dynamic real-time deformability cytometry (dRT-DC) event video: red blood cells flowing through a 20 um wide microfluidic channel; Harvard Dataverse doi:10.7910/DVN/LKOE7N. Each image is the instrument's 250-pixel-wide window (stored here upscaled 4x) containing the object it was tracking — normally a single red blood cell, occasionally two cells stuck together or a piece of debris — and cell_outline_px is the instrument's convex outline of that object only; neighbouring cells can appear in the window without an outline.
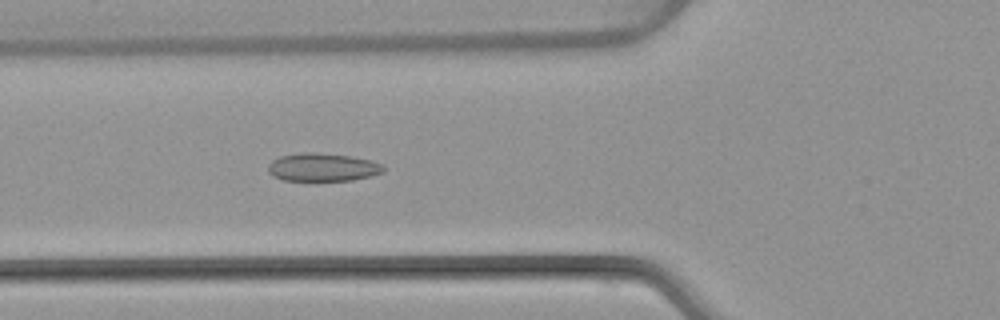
{"species": "common noctule bat (a hibernating species)", "species_latin": "Nyctalus noctula", "temperature_condition": "warm", "stored_images_in_passage": 51, "camera_frame_rate_fps": 3000, "um_per_image_px": 0.085, "animal": {"sex": "female", "body_mass_g": 22.7, "forearm_length_mm": 54.2}, "frame": {"image": 1, "passage_image": 19, "time_ms": 6.0, "image_size_px": [1000, 320], "cell_outline_px": [[384, 172], [372, 176], [352, 180], [284, 180], [272, 176], [268, 172], [268, 164], [272, 160], [280, 156], [300, 152], [316, 152], [352, 156], [372, 160], [384, 164]], "centroid_in_image_um": [27.44, 14.2], "position_along_channel_um": 98.4, "area_um2": 19.13}}
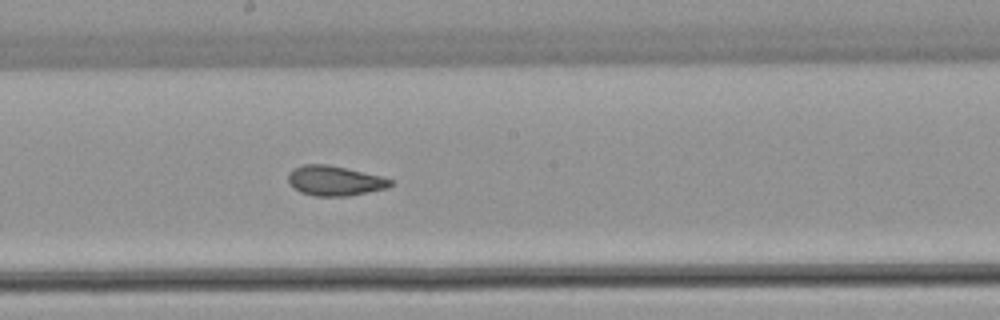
{"frame": {"image": 2, "passage_image": 28, "time_ms": 9.0, "image_size_px": [1000, 320], "cell_outline_px": [[392, 184], [388, 188], [348, 196], [316, 196], [300, 192], [292, 188], [288, 184], [288, 172], [304, 164], [328, 164], [380, 176], [392, 180]], "centroid_in_image_um": [28.41, 15.37], "position_along_channel_um": 219.8, "area_um2": 17.8}}
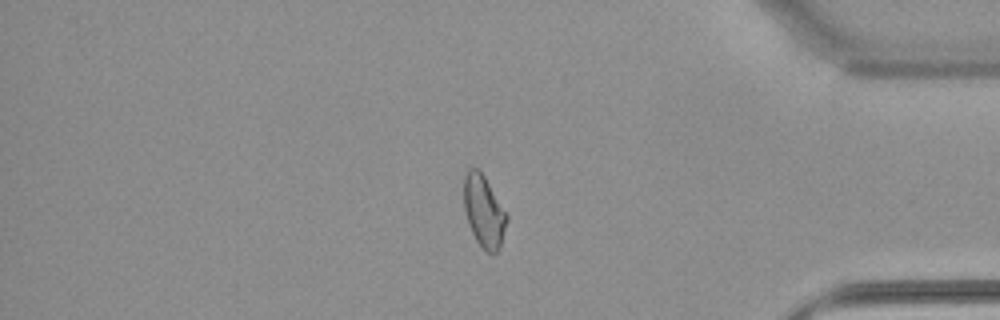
{"frame": {"image": 3, "passage_image": 43, "time_ms": 14.0, "image_size_px": [1000, 320], "cell_outline_px": [[508, 220], [500, 244], [496, 252], [488, 252], [476, 240], [468, 224], [464, 208], [464, 176], [468, 168], [480, 168], [508, 216]], "centroid_in_image_um": [41.11, 17.9], "position_along_channel_um": 394.1, "area_um2": 17.74}, "authors_computed_cell_mechanics": {"area_um2": 19.074, "velocity_mm_per_s": 4.0411, "shape_relaxation_time_tau1_ms": null, "shape_relaxation_time_tau2_ms": 2.204, "deformation_change_tau1": null, "deformation_change_tau2": 0.0715}}